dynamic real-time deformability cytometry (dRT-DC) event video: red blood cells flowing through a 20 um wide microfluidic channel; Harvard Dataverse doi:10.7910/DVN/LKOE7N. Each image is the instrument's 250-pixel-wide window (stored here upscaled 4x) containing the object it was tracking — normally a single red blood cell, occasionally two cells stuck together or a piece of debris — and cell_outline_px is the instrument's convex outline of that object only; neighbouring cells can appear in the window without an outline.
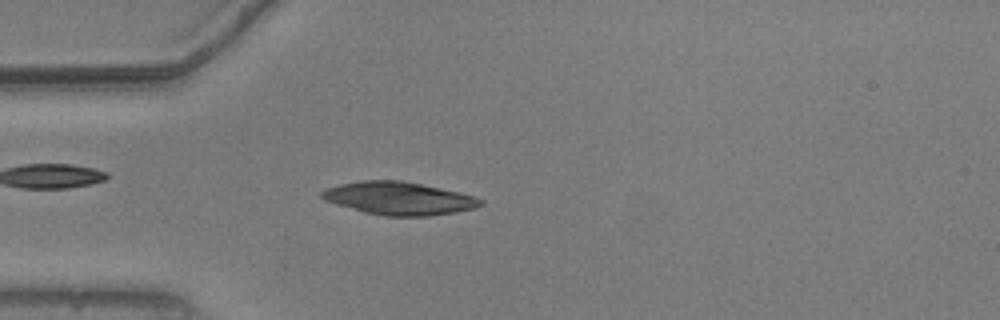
{"species": "common noctule bat (a hibernating species)", "species_latin": "Nyctalus noctula", "temperature_condition": "warm", "stored_images_in_passage": 45, "camera_frame_rate_fps": 3000, "um_per_image_px": 0.085, "animal": {"sex": "male", "body_mass_g": 20.5, "forearm_length_mm": 52.5}, "frame": {"image": 1, "passage_image": 6, "time_ms": 1.667, "image_size_px": [1000, 320], "cell_outline_px": [[484, 204], [476, 208], [456, 212], [428, 216], [384, 216], [364, 212], [336, 204], [324, 200], [320, 196], [320, 192], [324, 188], [340, 184], [360, 180], [404, 180], [460, 192], [476, 196], [484, 200]], "centroid_in_image_um": [33.92, 16.85], "position_along_channel_um": 51.1, "area_um2": 30.81}}
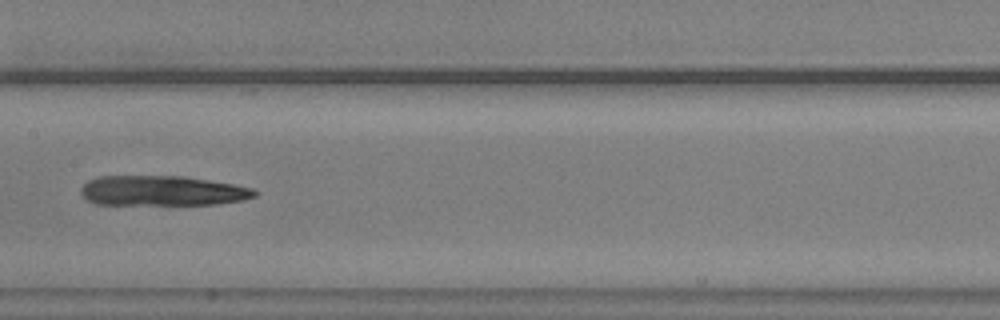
{"frame": {"image": 2, "passage_image": 18, "time_ms": 5.667, "image_size_px": [1000, 320], "cell_outline_px": [[260, 192], [256, 196], [244, 200], [216, 204], [96, 204], [88, 200], [80, 192], [80, 188], [88, 180], [100, 176], [184, 176], [232, 184], [252, 188]], "centroid_in_image_um": [13.81, 16.21], "position_along_channel_um": 193.6, "area_um2": 30.35}}
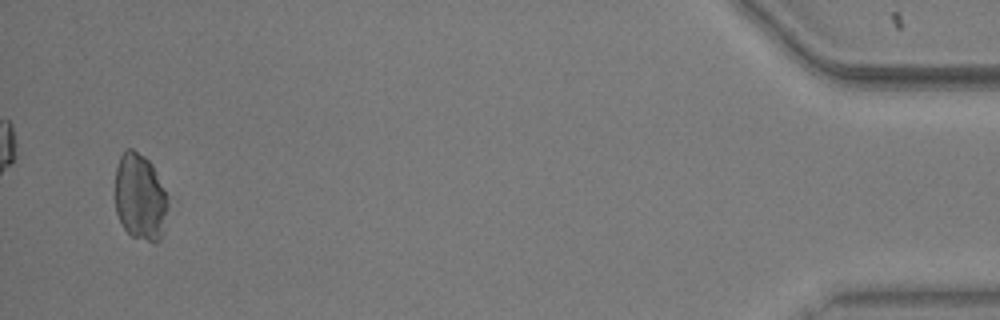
{"frame": {"image": 3, "passage_image": 43, "time_ms": 14.0, "image_size_px": [1000, 320], "cell_outline_px": [[168, 208], [160, 240], [156, 244], [152, 244], [132, 236], [124, 228], [116, 212], [116, 168], [120, 156], [124, 148], [132, 148], [144, 156], [152, 164], [168, 196]], "centroid_in_image_um": [11.92, 16.76], "position_along_channel_um": 423.3, "area_um2": 26.93}}